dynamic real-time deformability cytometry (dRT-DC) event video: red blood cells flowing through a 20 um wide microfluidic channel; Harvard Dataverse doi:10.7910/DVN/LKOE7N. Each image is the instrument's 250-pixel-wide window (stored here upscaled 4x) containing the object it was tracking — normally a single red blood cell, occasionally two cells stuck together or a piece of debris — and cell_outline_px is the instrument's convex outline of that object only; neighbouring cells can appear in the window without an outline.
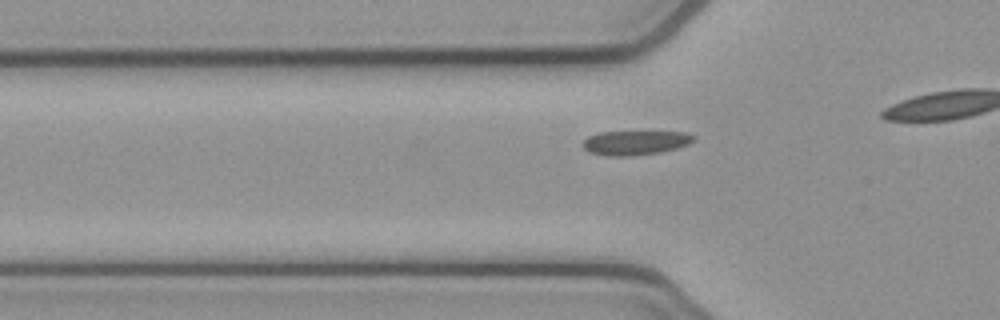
{"species": "common noctule bat (a hibernating species)", "species_latin": "Nyctalus noctula", "temperature_condition": "cold", "stored_images_in_passage": 38, "camera_frame_rate_fps": 3000, "um_per_image_px": 0.085, "animal": {"sex": "female", "body_mass_g": 21.9}, "frame": {"image": 1, "passage_image": 14, "time_ms": 4.333, "image_size_px": [1000, 320], "cell_outline_px": [[696, 140], [688, 144], [676, 148], [660, 152], [632, 156], [608, 156], [588, 152], [580, 144], [588, 136], [600, 132], [688, 132], [696, 136]], "centroid_in_image_um": [53.99, 12.13], "position_along_channel_um": 71.8, "area_um2": 15.84}}
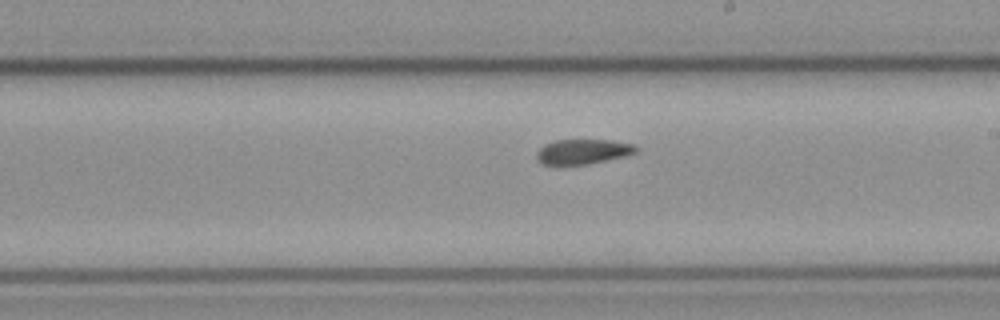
{"frame": {"image": 2, "passage_image": 27, "time_ms": 8.667, "image_size_px": [1000, 320], "cell_outline_px": [[640, 148], [636, 152], [628, 156], [588, 164], [540, 164], [536, 160], [536, 152], [544, 144], [556, 140], [612, 140], [636, 144]], "centroid_in_image_um": [49.59, 12.88], "position_along_channel_um": 239.4, "area_um2": 14.68}}
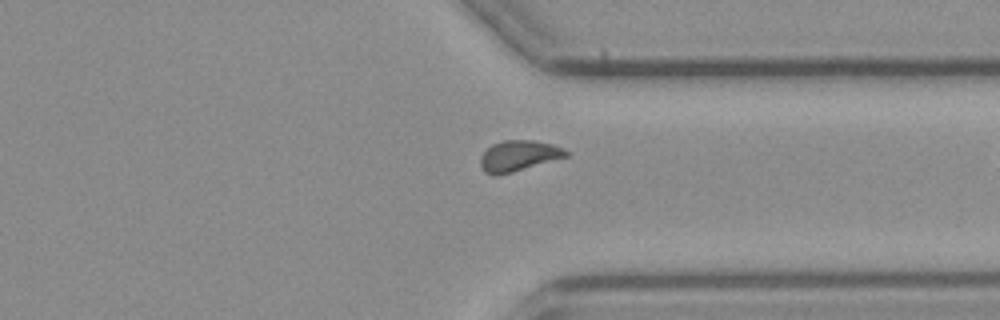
{"frame": {"image": 3, "passage_image": 37, "time_ms": 12.0, "image_size_px": [1000, 320], "cell_outline_px": [[568, 156], [512, 172], [496, 176], [492, 176], [484, 172], [480, 168], [480, 156], [492, 144], [504, 140], [532, 140], [552, 144], [564, 148], [568, 152]], "centroid_in_image_um": [44.04, 13.25], "position_along_channel_um": 367.4, "area_um2": 15.37}}